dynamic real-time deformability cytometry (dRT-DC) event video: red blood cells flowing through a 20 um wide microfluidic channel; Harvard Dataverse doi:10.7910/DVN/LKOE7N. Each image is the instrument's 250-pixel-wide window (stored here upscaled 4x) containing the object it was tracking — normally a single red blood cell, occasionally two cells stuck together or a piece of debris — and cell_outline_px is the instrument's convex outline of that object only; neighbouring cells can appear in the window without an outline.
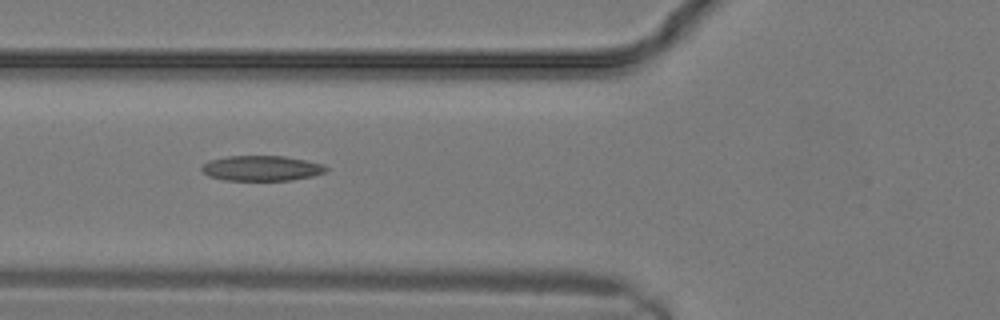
{"species": "common noctule bat (a hibernating species)", "species_latin": "Nyctalus noctula", "temperature_condition": "warm", "stored_images_in_passage": 8, "camera_frame_rate_fps": 3000, "um_per_image_px": 0.085, "animal": {"sex": "male", "body_mass_g": 19.2, "forearm_length_mm": 51.8}, "frame": {"image": 1, "passage_image": 2, "time_ms": 0.333, "image_size_px": [1000, 320], "cell_outline_px": [[328, 168], [324, 172], [312, 176], [292, 180], [224, 180], [208, 176], [200, 168], [208, 160], [228, 156], [284, 156], [324, 164]], "centroid_in_image_um": [22.22, 14.3], "position_along_channel_um": 103.6, "area_um2": 18.21}}
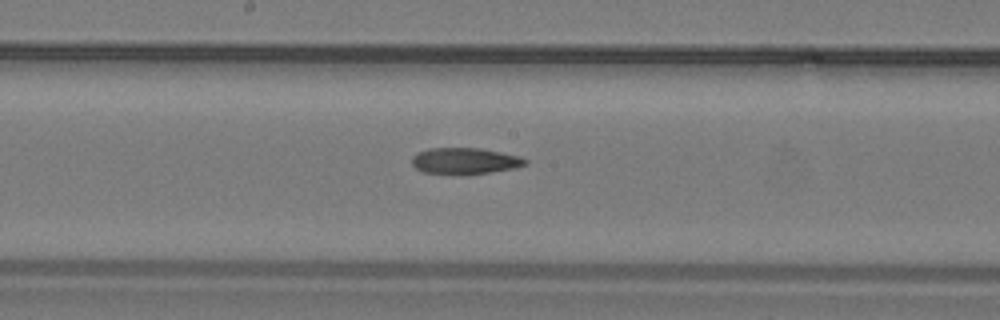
{"frame": {"image": 2, "passage_image": 6, "time_ms": 1.667, "image_size_px": [1000, 320], "cell_outline_px": [[528, 164], [516, 168], [488, 172], [424, 172], [416, 168], [412, 164], [412, 156], [416, 152], [428, 148], [480, 148], [520, 156], [528, 160]], "centroid_in_image_um": [39.54, 13.63], "position_along_channel_um": 208.7, "area_um2": 16.82}}
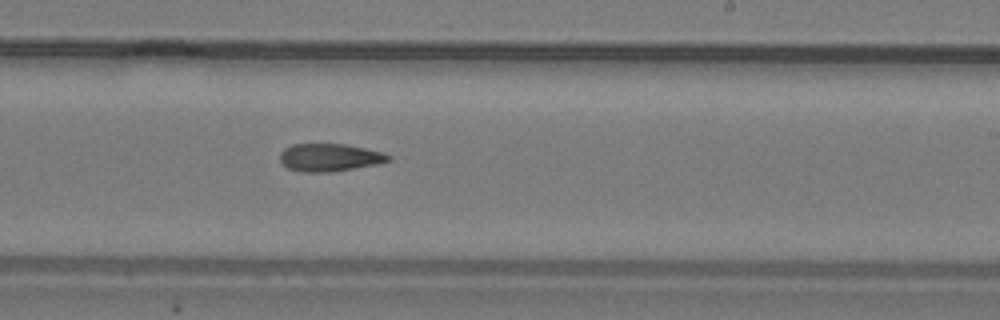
{"frame": {"image": 3, "passage_image": 8, "time_ms": 2.333, "image_size_px": [1000, 320], "cell_outline_px": [[392, 160], [376, 164], [332, 172], [300, 172], [288, 168], [280, 160], [280, 152], [284, 148], [292, 144], [344, 144], [384, 152], [392, 156]], "centroid_in_image_um": [28.02, 13.38], "position_along_channel_um": 261.0, "area_um2": 17.57}}